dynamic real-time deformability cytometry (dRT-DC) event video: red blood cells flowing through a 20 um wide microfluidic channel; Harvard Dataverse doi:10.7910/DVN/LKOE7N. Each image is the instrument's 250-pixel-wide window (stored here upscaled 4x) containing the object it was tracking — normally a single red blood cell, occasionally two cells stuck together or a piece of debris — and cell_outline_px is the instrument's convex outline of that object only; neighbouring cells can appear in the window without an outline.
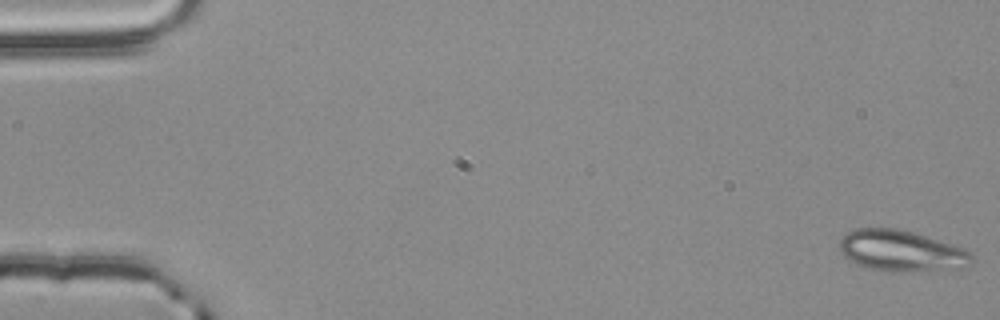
{"species": "common noctule bat (a hibernating species)", "species_latin": "Nyctalus noctula", "temperature_condition": "room temperature", "stored_images_in_passage": 55, "camera_frame_rate_fps": 3000, "um_per_image_px": 0.085, "animal": {"sex": "male", "body_mass_g": 20.4}, "frame": {"image": 1, "passage_image": 1, "time_ms": 0.0, "image_size_px": [1000, 320], "cell_outline_px": [[972, 260], [964, 268], [900, 272], [868, 268], [856, 264], [848, 260], [840, 252], [840, 240], [848, 232], [856, 228], [896, 228], [912, 232], [964, 248], [972, 252]], "centroid_in_image_um": [76.6, 21.33], "position_along_channel_um": 8.4, "area_um2": 31.5}}
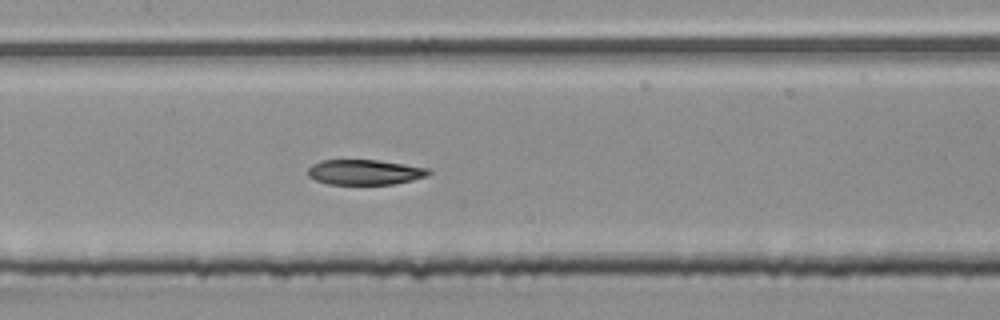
{"frame": {"image": 2, "passage_image": 27, "time_ms": 8.667, "image_size_px": [1000, 320], "cell_outline_px": [[432, 172], [428, 176], [412, 180], [392, 184], [328, 184], [316, 180], [308, 176], [308, 168], [312, 164], [320, 160], [376, 160], [404, 164], [428, 168]], "centroid_in_image_um": [31.0, 14.63], "position_along_channel_um": 176.4, "area_um2": 17.69}}
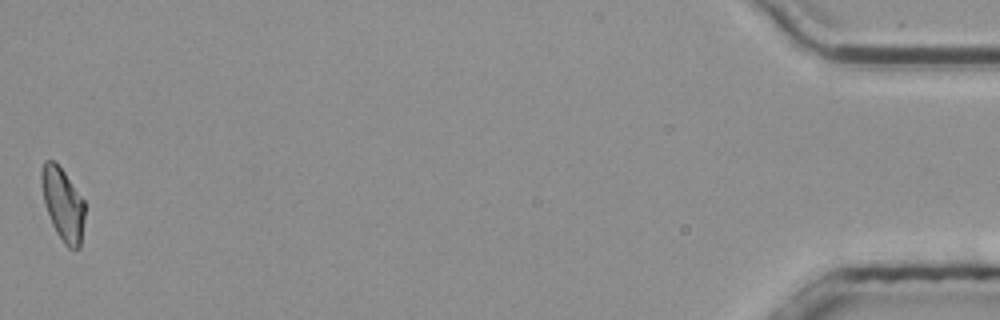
{"frame": {"image": 3, "passage_image": 55, "time_ms": 18.0, "image_size_px": [1000, 320], "cell_outline_px": [[84, 220], [80, 248], [68, 248], [64, 244], [56, 232], [52, 224], [44, 200], [40, 184], [40, 168], [44, 160], [52, 160], [64, 172], [84, 200]], "centroid_in_image_um": [5.33, 17.34], "position_along_channel_um": 429.9, "area_um2": 18.26}, "authors_computed_cell_mechanics": {"area_um2": 18.8428, "velocity_mm_per_s": 3.8065, "shape_relaxation_time_tau1_ms": null, "shape_relaxation_time_tau2_ms": 5.0724, "deformation_change_tau1": null, "deformation_change_tau2": 0.1108}}